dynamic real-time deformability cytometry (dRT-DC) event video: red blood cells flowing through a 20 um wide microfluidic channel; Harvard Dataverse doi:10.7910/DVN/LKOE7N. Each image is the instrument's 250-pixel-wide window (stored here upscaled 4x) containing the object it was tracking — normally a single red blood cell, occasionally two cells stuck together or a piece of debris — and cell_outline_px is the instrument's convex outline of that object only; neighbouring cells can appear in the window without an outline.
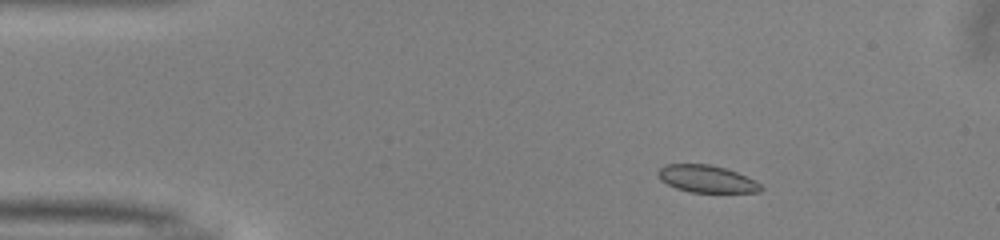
{"species": "common noctule bat (a hibernating species)", "species_latin": "Nyctalus noctula", "temperature_condition": "warm", "stored_images_in_passage": 44, "camera_frame_rate_fps": 3000, "um_per_image_px": 0.085, "animal": {"sex": "male", "body_mass_g": 13.0, "forearm_length_mm": 53.1}, "frame": {"image": 1, "passage_image": 1, "time_ms": 0.0, "image_size_px": [1000, 240], "cell_outline_px": [[764, 188], [760, 192], [688, 192], [676, 188], [660, 180], [656, 172], [664, 164], [712, 164], [736, 172], [760, 184]], "centroid_in_image_um": [60.02, 15.2], "position_along_channel_um": 25.0, "area_um2": 16.24}}
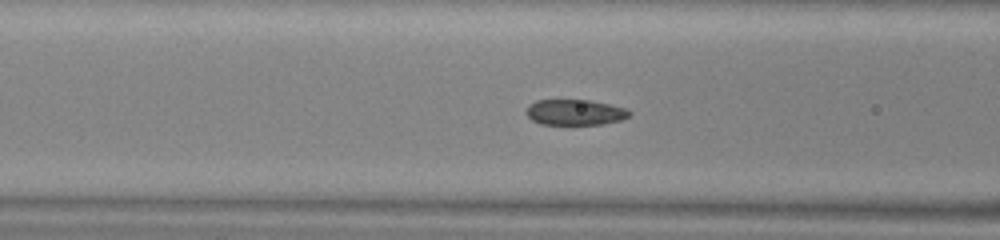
{"frame": {"image": 2, "passage_image": 13, "time_ms": 4.0, "image_size_px": [1000, 240], "cell_outline_px": [[632, 112], [628, 116], [620, 120], [604, 124], [540, 124], [532, 120], [524, 112], [528, 104], [536, 100], [588, 100], [608, 104], [624, 108]], "centroid_in_image_um": [48.82, 9.54], "position_along_channel_um": 117.8, "area_um2": 15.37}}
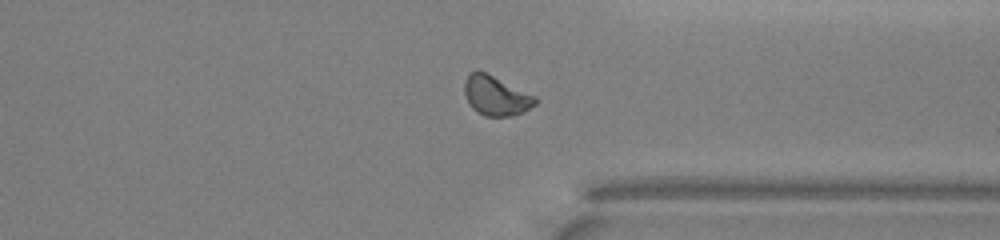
{"frame": {"image": 3, "passage_image": 32, "time_ms": 10.333, "image_size_px": [1000, 240], "cell_outline_px": [[536, 104], [524, 112], [512, 116], [484, 116], [476, 112], [468, 104], [464, 96], [464, 80], [468, 72], [476, 68], [536, 96]], "centroid_in_image_um": [42.1, 8.12], "position_along_channel_um": 369.3, "area_um2": 16.65}, "authors_computed_cell_mechanics": {"area_um2": 16.5308, "velocity_mm_per_s": 3.9981, "shape_relaxation_time_tau1_ms": 5.1969, "shape_relaxation_time_tau2_ms": 1.7721, "deformation_change_tau1": 0.0796, "deformation_change_tau2": 0.0457}}